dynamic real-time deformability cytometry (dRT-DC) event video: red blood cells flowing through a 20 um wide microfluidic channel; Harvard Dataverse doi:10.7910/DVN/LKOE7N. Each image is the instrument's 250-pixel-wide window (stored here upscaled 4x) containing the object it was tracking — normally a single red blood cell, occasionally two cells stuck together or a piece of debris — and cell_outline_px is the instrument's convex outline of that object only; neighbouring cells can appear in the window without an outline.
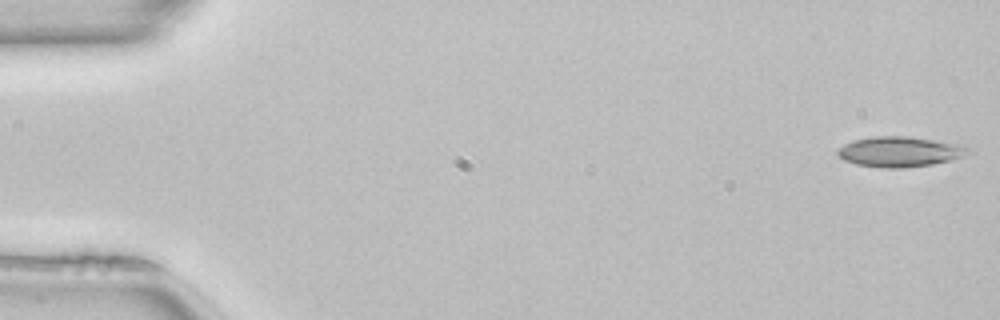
{"species": "common noctule bat (a hibernating species)", "species_latin": "Nyctalus noctula", "temperature_condition": "room temperature", "stored_images_in_passage": 50, "camera_frame_rate_fps": 3000, "um_per_image_px": 0.085, "animal": {"sex": "female", "body_mass_g": 22.7, "forearm_length_mm": 54.2}, "frame": {"image": 1, "passage_image": 1, "time_ms": 0.0, "image_size_px": [1000, 320], "cell_outline_px": [[972, 152], [948, 160], [932, 164], [904, 168], [884, 168], [856, 164], [844, 160], [836, 152], [836, 148], [852, 140], [872, 136], [904, 136], [960, 144], [968, 148]], "centroid_in_image_um": [76.41, 12.89], "position_along_channel_um": 8.6, "area_um2": 22.83}}
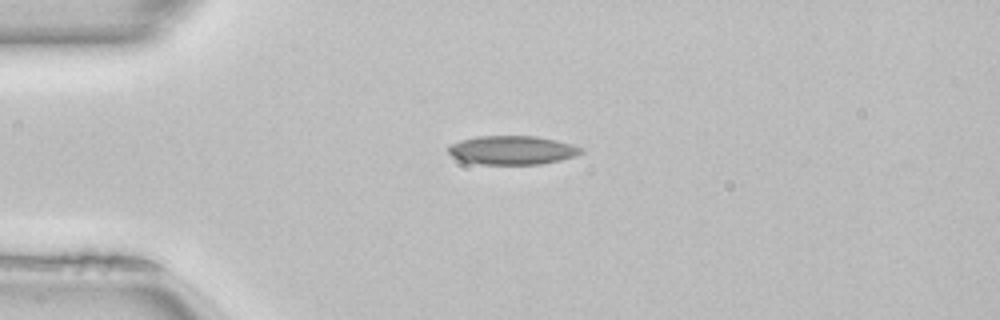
{"frame": {"image": 2, "passage_image": 12, "time_ms": 3.667, "image_size_px": [1000, 320], "cell_outline_px": [[584, 152], [576, 156], [560, 160], [540, 164], [480, 164], [460, 160], [452, 156], [448, 152], [448, 144], [460, 140], [476, 136], [536, 136], [556, 140], [572, 144], [584, 148]], "centroid_in_image_um": [43.54, 12.75], "position_along_channel_um": 41.5, "area_um2": 22.43}}
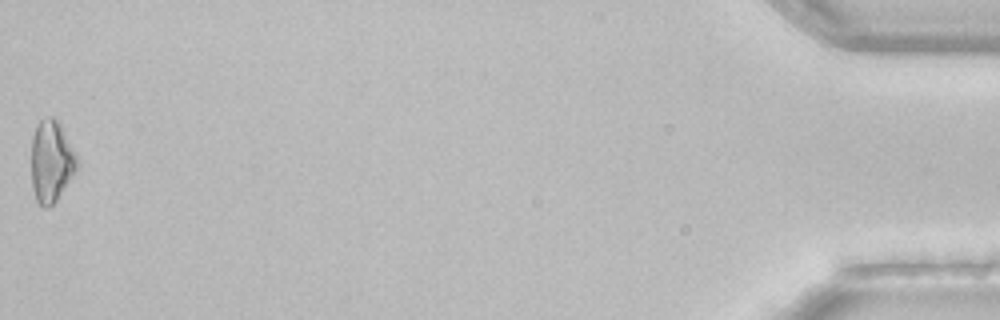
{"frame": {"image": 3, "passage_image": 50, "time_ms": 16.333, "image_size_px": [1000, 320], "cell_outline_px": [[80, 164], [76, 172], [56, 200], [48, 208], [44, 208], [36, 200], [32, 188], [32, 136], [36, 124], [40, 120], [48, 116], [52, 116], [60, 124], [76, 152]], "centroid_in_image_um": [4.38, 13.7], "position_along_channel_um": 430.8, "area_um2": 22.02}, "authors_computed_cell_mechanics": {"area_um2": 20.9525, "velocity_mm_per_s": 4.0816, "shape_relaxation_time_tau1_ms": null, "shape_relaxation_time_tau2_ms": 6.916, "deformation_change_tau1": null, "deformation_change_tau2": 0.1568}}